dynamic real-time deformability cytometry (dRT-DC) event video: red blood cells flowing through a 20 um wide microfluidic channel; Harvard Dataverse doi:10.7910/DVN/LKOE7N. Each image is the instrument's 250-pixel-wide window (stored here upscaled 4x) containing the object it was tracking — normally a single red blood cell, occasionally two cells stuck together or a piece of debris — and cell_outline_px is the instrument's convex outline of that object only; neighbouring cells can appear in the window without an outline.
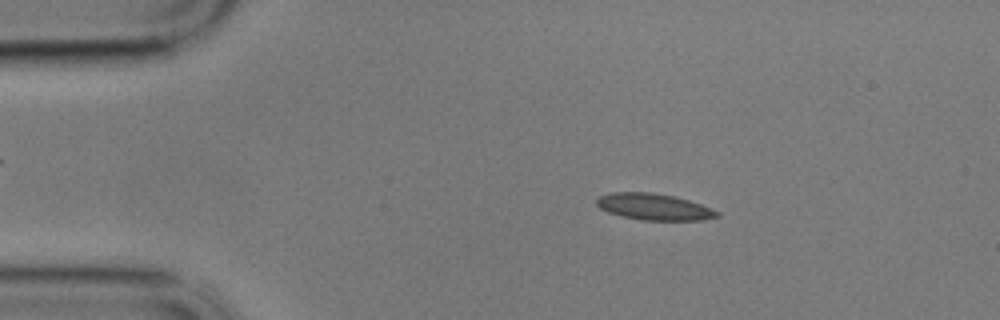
{"species": "common noctule bat (a hibernating species)", "species_latin": "Nyctalus noctula", "temperature_condition": "cold", "stored_images_in_passage": 57, "camera_frame_rate_fps": 3000, "um_per_image_px": 0.085, "animal": {"sex": "male", "body_mass_g": 17.9}, "frame": {"image": 1, "passage_image": 9, "time_ms": 2.667, "image_size_px": [1000, 320], "cell_outline_px": [[720, 216], [704, 220], [640, 220], [608, 212], [600, 208], [596, 204], [596, 200], [600, 196], [612, 192], [652, 192], [676, 196], [700, 204], [720, 212]], "centroid_in_image_um": [55.6, 17.57], "position_along_channel_um": 29.4, "area_um2": 18.55}}
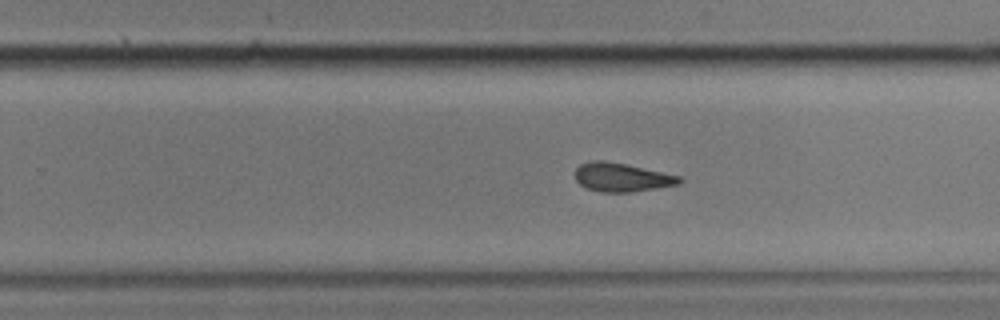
{"frame": {"image": 2, "passage_image": 35, "time_ms": 11.333, "image_size_px": [1000, 320], "cell_outline_px": [[684, 180], [680, 184], [632, 192], [600, 192], [588, 188], [580, 184], [576, 180], [576, 168], [580, 164], [592, 160], [604, 160], [624, 164], [680, 176]], "centroid_in_image_um": [52.85, 15.07], "position_along_channel_um": 277.0, "area_um2": 17.28}}
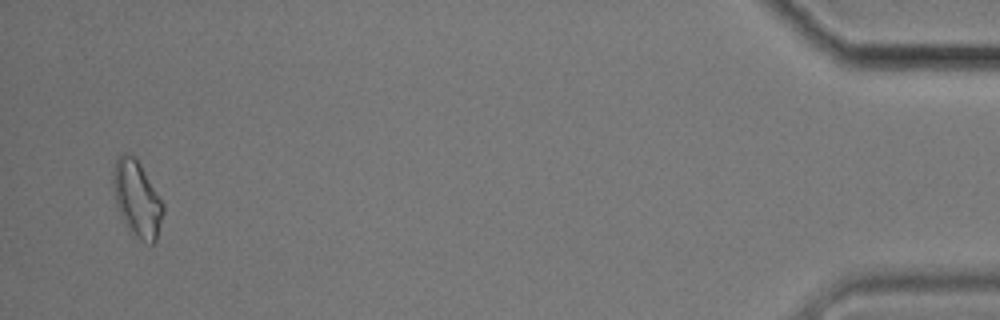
{"frame": {"image": 3, "passage_image": 55, "time_ms": 18.0, "image_size_px": [1000, 320], "cell_outline_px": [[164, 212], [156, 240], [152, 244], [136, 236], [128, 228], [116, 204], [112, 184], [112, 172], [116, 160], [124, 152], [136, 156], [164, 204]], "centroid_in_image_um": [11.65, 16.84], "position_along_channel_um": 423.6, "area_um2": 21.96}, "authors_computed_cell_mechanics": {"area_um2": 18.5538, "velocity_mm_per_s": 3.4265, "shape_relaxation_time_tau1_ms": 5.6872, "shape_relaxation_time_tau2_ms": 3.8182, "deformation_change_tau1": 0.0944, "deformation_change_tau2": 0.102}}